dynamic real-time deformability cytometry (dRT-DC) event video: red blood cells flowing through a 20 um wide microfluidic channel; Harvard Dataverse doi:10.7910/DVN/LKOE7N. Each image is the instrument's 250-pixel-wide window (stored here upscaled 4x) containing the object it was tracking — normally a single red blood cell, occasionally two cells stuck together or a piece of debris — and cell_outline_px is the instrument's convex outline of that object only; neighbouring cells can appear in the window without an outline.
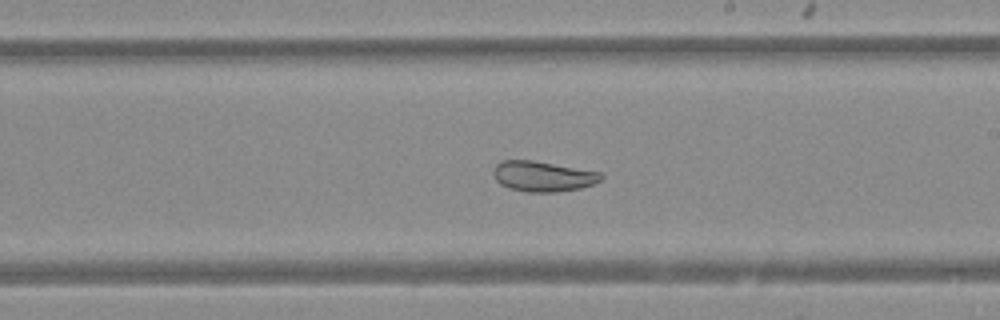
{"species": "Egyptian fruit bat (a non-hibernating species)", "species_latin": "Rousettus aegyptiacus", "temperature_condition": "warm", "stored_images_in_passage": 40, "camera_frame_rate_fps": 3000, "um_per_image_px": 0.085, "animal": {"sex": "female"}, "frame": {"image": 1, "passage_image": 18, "time_ms": 5.667, "image_size_px": [1000, 320], "cell_outline_px": [[604, 176], [600, 180], [592, 184], [580, 188], [556, 192], [528, 192], [508, 188], [500, 184], [496, 180], [492, 172], [496, 164], [500, 160], [532, 160], [600, 172]], "centroid_in_image_um": [46.1, 14.98], "position_along_channel_um": 242.9, "area_um2": 19.02}}